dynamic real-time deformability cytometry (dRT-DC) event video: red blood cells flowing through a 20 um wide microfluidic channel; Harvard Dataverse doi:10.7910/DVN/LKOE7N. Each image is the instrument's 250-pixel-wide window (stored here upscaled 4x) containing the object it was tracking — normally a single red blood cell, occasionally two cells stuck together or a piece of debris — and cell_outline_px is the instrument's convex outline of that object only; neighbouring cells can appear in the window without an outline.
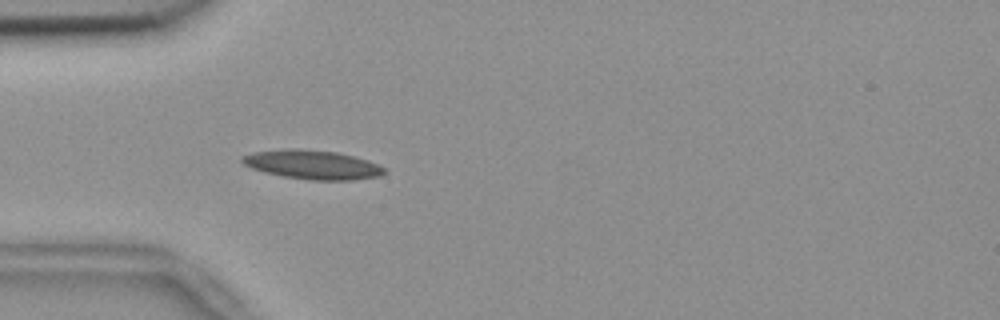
{"species": "common noctule bat (a hibernating species)", "species_latin": "Nyctalus noctula", "temperature_condition": "room temperature", "stored_images_in_passage": 36, "camera_frame_rate_fps": 3000, "um_per_image_px": 0.085, "animal": {"sex": "female", "body_mass_g": 18.4}, "frame": {"image": 1, "passage_image": 8, "time_ms": 2.333, "image_size_px": [1000, 320], "cell_outline_px": [[388, 172], [380, 176], [352, 180], [312, 180], [284, 176], [264, 172], [252, 168], [244, 164], [240, 160], [240, 156], [252, 152], [284, 148], [300, 148], [336, 152], [368, 160], [384, 168]], "centroid_in_image_um": [26.53, 13.98], "position_along_channel_um": 58.5, "area_um2": 24.16}}
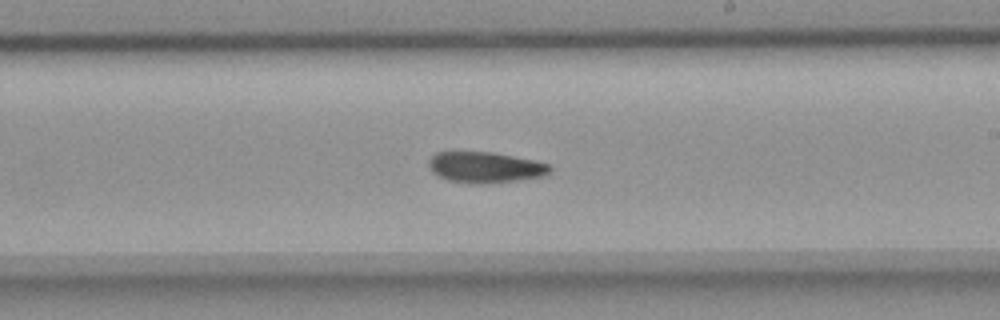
{"frame": {"image": 2, "passage_image": 24, "time_ms": 7.667, "image_size_px": [1000, 320], "cell_outline_px": [[552, 172], [544, 176], [516, 180], [480, 184], [476, 184], [448, 180], [432, 172], [428, 164], [428, 160], [436, 152], [492, 152], [532, 160], [548, 164], [552, 168]], "centroid_in_image_um": [41.24, 14.22], "position_along_channel_um": 247.8, "area_um2": 21.62}}
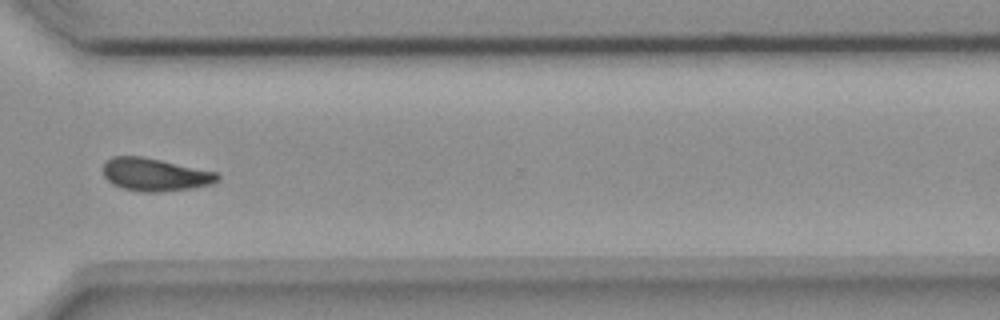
{"frame": {"image": 3, "passage_image": 33, "time_ms": 10.667, "image_size_px": [1000, 320], "cell_outline_px": [[220, 180], [212, 184], [192, 188], [160, 192], [144, 192], [124, 188], [112, 184], [104, 176], [104, 164], [112, 156], [140, 156], [160, 160], [216, 172], [220, 176]], "centroid_in_image_um": [13.19, 14.85], "position_along_channel_um": 357.4, "area_um2": 21.68}, "authors_computed_cell_mechanics": {"area_um2": 22.1374, "velocity_mm_per_s": 3.6418, "shape_relaxation_time_tau1_ms": 6.6744, "shape_relaxation_time_tau2_ms": 6.7454, "deformation_change_tau1": 0.172, "deformation_change_tau2": 0.1339}}